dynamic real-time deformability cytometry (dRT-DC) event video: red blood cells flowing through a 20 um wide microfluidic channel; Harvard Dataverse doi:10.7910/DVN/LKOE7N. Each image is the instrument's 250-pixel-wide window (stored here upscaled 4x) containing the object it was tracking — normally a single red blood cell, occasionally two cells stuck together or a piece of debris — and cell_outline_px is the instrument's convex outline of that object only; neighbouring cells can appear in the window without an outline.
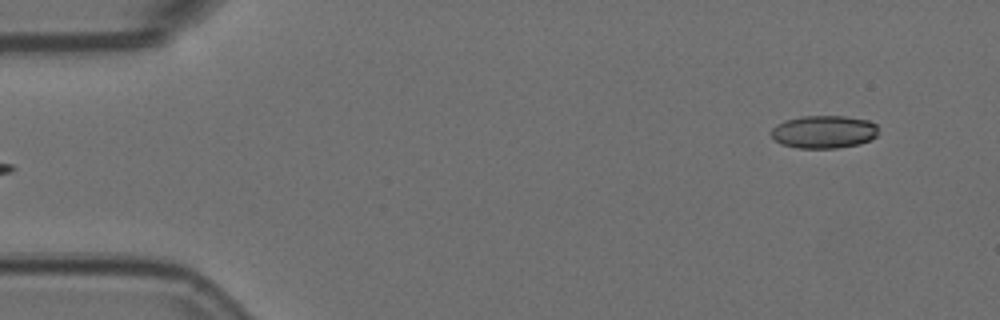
{"species": "Egyptian fruit bat (a non-hibernating species)", "species_latin": "Rousettus aegyptiacus", "temperature_condition": "room temperature", "stored_images_in_passage": 4, "segment_of_instrument_passage": [2, 2], "camera_frame_rate_fps": 3000, "um_per_image_px": 0.085, "animal": {"sex": "female"}, "frame": {"image": 1, "passage_image": 4, "time_ms": 1.0, "image_size_px": [1000, 320], "cell_outline_px": [[876, 136], [872, 140], [860, 144], [836, 148], [796, 148], [780, 144], [772, 136], [772, 128], [776, 124], [784, 120], [804, 116], [844, 116], [868, 120], [876, 124]], "centroid_in_image_um": [70.02, 11.21], "position_along_channel_um": 15.0, "area_um2": 20.58}}